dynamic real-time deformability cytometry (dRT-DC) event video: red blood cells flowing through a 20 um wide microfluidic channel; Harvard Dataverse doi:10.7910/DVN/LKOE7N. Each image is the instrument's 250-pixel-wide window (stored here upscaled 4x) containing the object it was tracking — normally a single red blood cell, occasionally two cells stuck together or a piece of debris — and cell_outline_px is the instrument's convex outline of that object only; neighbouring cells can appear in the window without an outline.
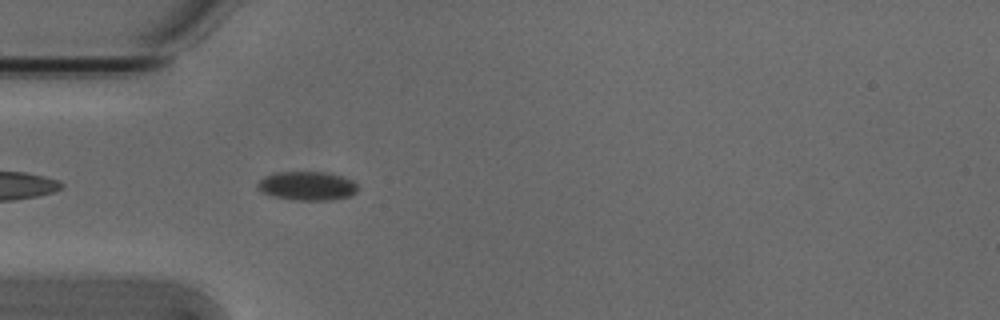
{"species": "Egyptian fruit bat (a non-hibernating species)", "species_latin": "Rousettus aegyptiacus", "temperature_condition": "cold", "stored_images_in_passage": 2, "camera_frame_rate_fps": 3000, "um_per_image_px": 0.085, "animal": {"sex": "male"}, "frame": {"image": 1, "passage_image": 2, "time_ms": 0.333, "image_size_px": [1000, 320], "cell_outline_px": [[360, 188], [352, 196], [332, 200], [292, 200], [272, 196], [260, 192], [256, 184], [264, 176], [276, 172], [324, 172], [340, 176], [352, 180]], "centroid_in_image_um": [26.1, 15.81], "position_along_channel_um": 58.9, "area_um2": 17.05}}